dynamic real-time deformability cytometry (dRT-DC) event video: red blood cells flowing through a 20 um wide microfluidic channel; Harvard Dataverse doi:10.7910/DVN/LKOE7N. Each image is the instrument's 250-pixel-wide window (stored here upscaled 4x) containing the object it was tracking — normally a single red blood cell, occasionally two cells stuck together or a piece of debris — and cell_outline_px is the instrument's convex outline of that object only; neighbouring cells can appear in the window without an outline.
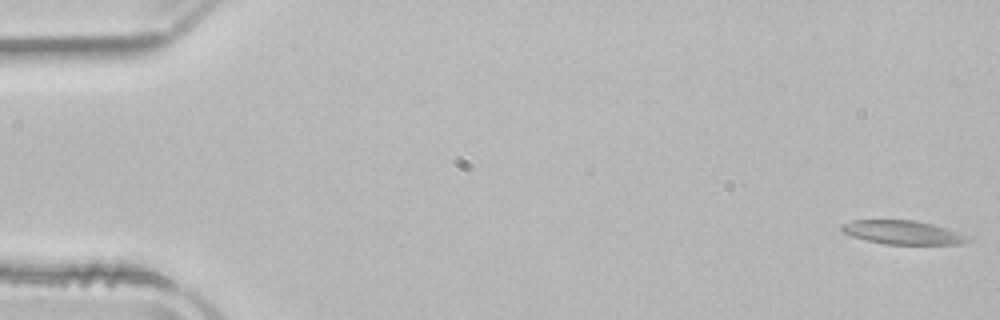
{"species": "common noctule bat (a hibernating species)", "species_latin": "Nyctalus noctula", "temperature_condition": "room temperature", "stored_images_in_passage": 52, "camera_frame_rate_fps": 3000, "um_per_image_px": 0.085, "animal": {"sex": "male", "body_mass_g": 21.5, "forearm_length_mm": 52.0}, "frame": {"image": 1, "passage_image": 1, "time_ms": 0.0, "image_size_px": [1000, 320], "cell_outline_px": [[972, 240], [960, 244], [884, 244], [852, 236], [840, 232], [840, 224], [852, 220], [912, 220], [932, 224], [956, 232]], "centroid_in_image_um": [76.63, 19.75], "position_along_channel_um": 8.4, "area_um2": 17.22}}
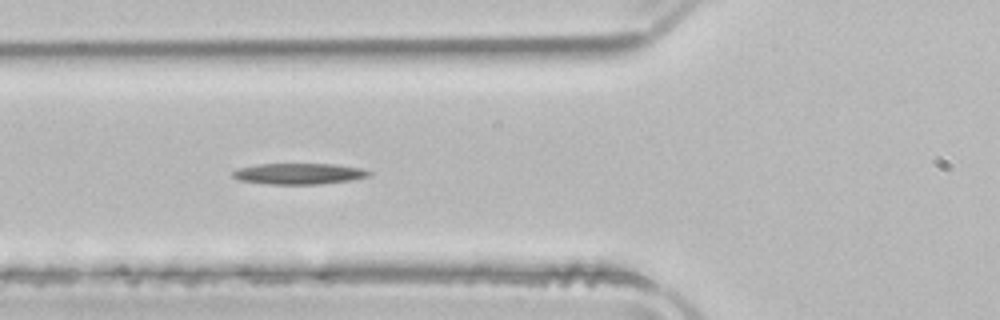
{"frame": {"image": 2, "passage_image": 19, "time_ms": 6.0, "image_size_px": [1000, 320], "cell_outline_px": [[372, 172], [368, 176], [352, 180], [320, 184], [268, 184], [240, 180], [232, 176], [232, 172], [240, 168], [256, 164], [332, 164], [360, 168]], "centroid_in_image_um": [25.4, 14.77], "position_along_channel_um": 100.4, "area_um2": 16.53}}
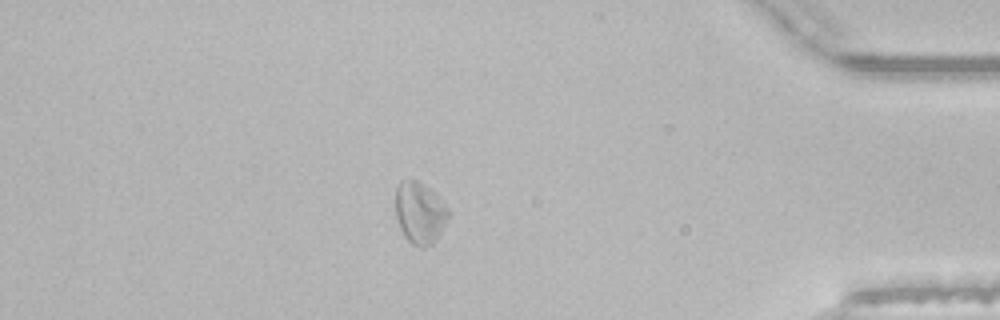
{"frame": {"image": 3, "passage_image": 45, "time_ms": 14.667, "image_size_px": [1000, 320], "cell_outline_px": [[448, 216], [436, 240], [432, 244], [424, 248], [420, 248], [412, 244], [404, 236], [400, 228], [396, 216], [396, 184], [400, 180], [416, 180], [424, 184], [448, 208]], "centroid_in_image_um": [35.64, 18.1], "position_along_channel_um": 399.6, "area_um2": 18.79}}